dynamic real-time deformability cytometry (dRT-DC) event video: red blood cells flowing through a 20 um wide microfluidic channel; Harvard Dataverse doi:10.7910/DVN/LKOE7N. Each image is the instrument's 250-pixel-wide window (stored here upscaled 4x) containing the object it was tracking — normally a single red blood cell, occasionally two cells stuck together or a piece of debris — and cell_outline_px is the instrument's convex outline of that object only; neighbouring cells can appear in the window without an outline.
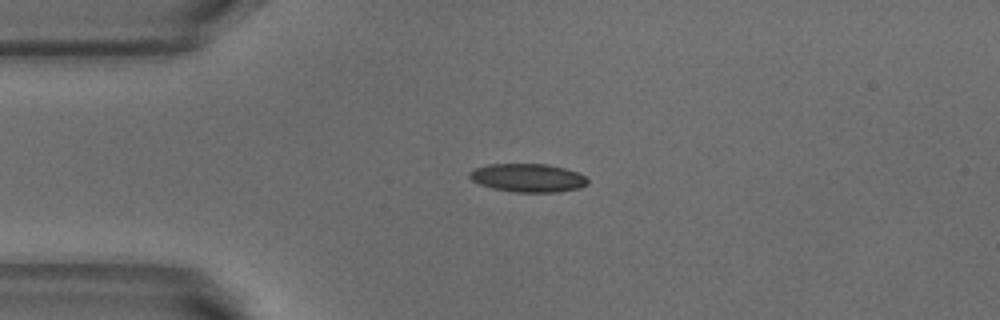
{"species": "common noctule bat (a hibernating species)", "species_latin": "Nyctalus noctula", "temperature_condition": "warm", "stored_images_in_passage": 41, "camera_frame_rate_fps": 3000, "um_per_image_px": 0.085, "animal": {"sex": "male", "body_mass_g": 18.8}, "frame": {"image": 1, "passage_image": 1, "time_ms": 0.0, "image_size_px": [1000, 320], "cell_outline_px": [[588, 184], [580, 188], [556, 192], [516, 192], [492, 188], [480, 184], [472, 180], [468, 176], [468, 172], [476, 168], [488, 164], [548, 164], [564, 168], [576, 172], [584, 176], [588, 180]], "centroid_in_image_um": [44.86, 15.11], "position_along_channel_um": 40.1, "area_um2": 19.48}}
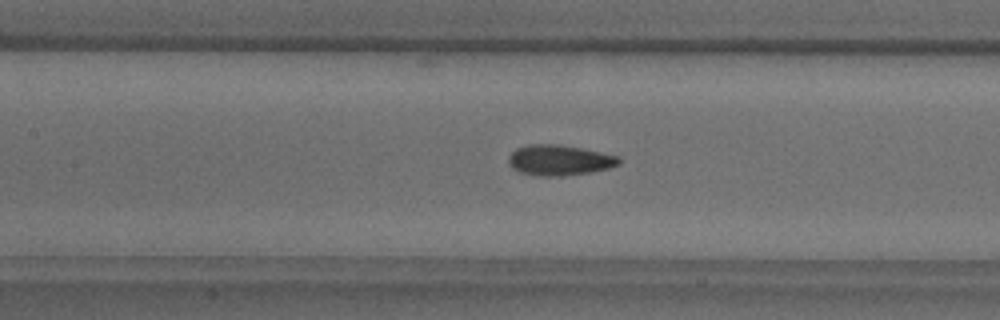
{"frame": {"image": 2, "passage_image": 12, "time_ms": 3.667, "image_size_px": [1000, 320], "cell_outline_px": [[620, 164], [608, 168], [588, 172], [560, 176], [540, 176], [520, 172], [512, 168], [508, 164], [508, 156], [516, 148], [528, 144], [556, 144], [580, 148], [620, 156]], "centroid_in_image_um": [47.51, 13.61], "position_along_channel_um": 159.9, "area_um2": 19.54}}
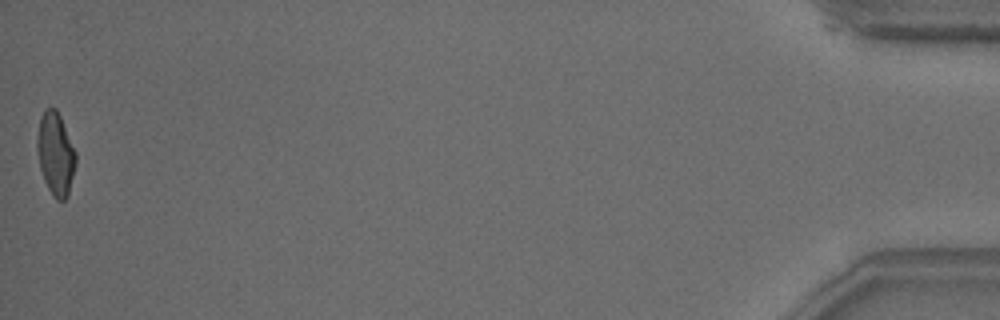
{"frame": {"image": 3, "passage_image": 41, "time_ms": 13.333, "image_size_px": [1000, 320], "cell_outline_px": [[76, 164], [68, 196], [64, 200], [56, 200], [52, 196], [44, 180], [40, 168], [36, 148], [36, 140], [40, 116], [44, 108], [56, 108], [60, 116], [76, 152]], "centroid_in_image_um": [4.71, 13.08], "position_along_channel_um": 430.5, "area_um2": 18.84}, "authors_computed_cell_mechanics": {"area_um2": 19.1896, "velocity_mm_per_s": 3.8395, "shape_relaxation_time_tau1_ms": 4.668, "shape_relaxation_time_tau2_ms": 1.5197, "deformation_change_tau1": 0.1519, "deformation_change_tau2": 0.0771}}